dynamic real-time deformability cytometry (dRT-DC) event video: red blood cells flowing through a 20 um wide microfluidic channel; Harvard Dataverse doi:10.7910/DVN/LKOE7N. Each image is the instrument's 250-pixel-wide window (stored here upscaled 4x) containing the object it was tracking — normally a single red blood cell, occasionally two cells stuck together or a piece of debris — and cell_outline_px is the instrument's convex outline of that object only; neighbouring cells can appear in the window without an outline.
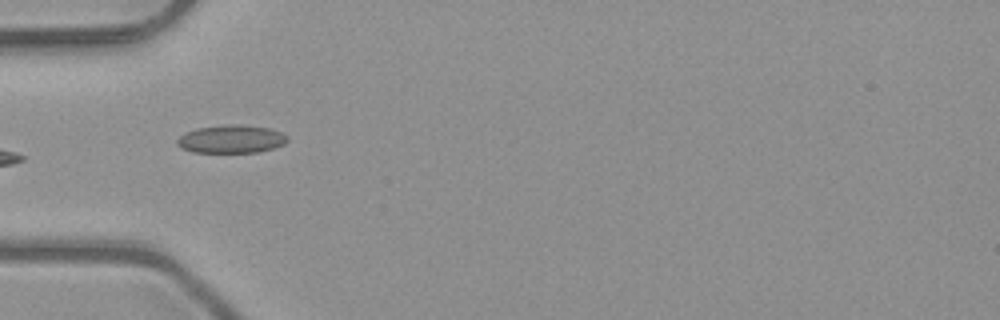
{"species": "common noctule bat (a hibernating species)", "species_latin": "Nyctalus noctula", "temperature_condition": "room temperature", "stored_images_in_passage": 8, "camera_frame_rate_fps": 3000, "um_per_image_px": 0.085, "animal": {"sex": "male", "body_mass_g": 23.1, "forearm_length_mm": 52.7}, "frame": {"image": 1, "passage_image": 5, "time_ms": 1.333, "image_size_px": [1000, 320], "cell_outline_px": [[288, 140], [284, 144], [272, 148], [256, 152], [192, 152], [176, 144], [176, 140], [180, 136], [188, 132], [200, 128], [228, 124], [240, 124], [268, 128], [280, 132], [288, 136]], "centroid_in_image_um": [19.68, 11.82], "position_along_channel_um": 65.3, "area_um2": 17.74}}
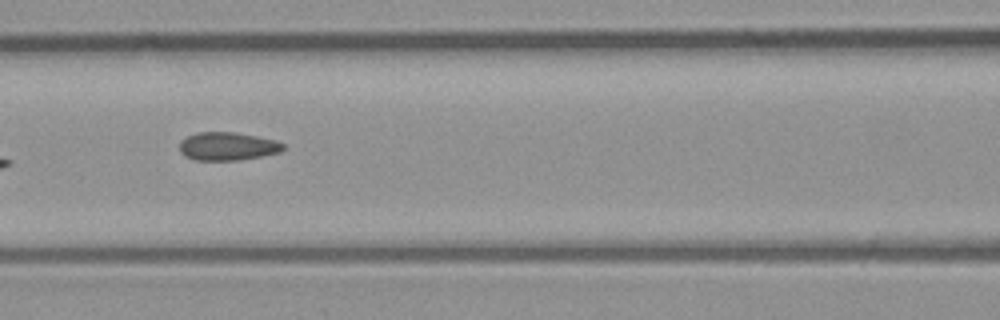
{"frame": {"image": 2, "passage_image": 7, "time_ms": 2.0, "image_size_px": [1000, 320], "cell_outline_px": [[284, 148], [280, 152], [260, 156], [236, 160], [192, 160], [184, 156], [180, 152], [180, 140], [196, 132], [232, 132], [256, 136], [276, 140], [284, 144]], "centroid_in_image_um": [19.3, 12.43], "position_along_channel_um": 147.3, "area_um2": 16.99}}
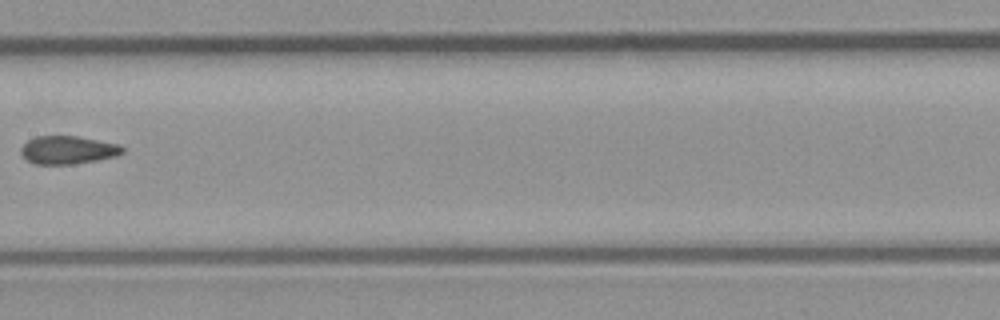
{"frame": {"image": 3, "passage_image": 8, "time_ms": 2.333, "image_size_px": [1000, 320], "cell_outline_px": [[124, 152], [116, 156], [96, 160], [72, 164], [36, 164], [28, 160], [20, 152], [20, 148], [28, 140], [36, 136], [76, 136], [120, 144], [124, 148]], "centroid_in_image_um": [5.78, 12.74], "position_along_channel_um": 201.6, "area_um2": 16.53}}